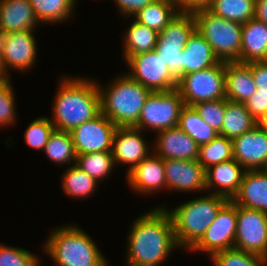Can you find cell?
Here are the masks:
<instances>
[{
    "label": "cell",
    "instance_id": "15",
    "mask_svg": "<svg viewBox=\"0 0 267 266\" xmlns=\"http://www.w3.org/2000/svg\"><path fill=\"white\" fill-rule=\"evenodd\" d=\"M233 159L246 171L264 170L267 165V131L259 124L232 139Z\"/></svg>",
    "mask_w": 267,
    "mask_h": 266
},
{
    "label": "cell",
    "instance_id": "22",
    "mask_svg": "<svg viewBox=\"0 0 267 266\" xmlns=\"http://www.w3.org/2000/svg\"><path fill=\"white\" fill-rule=\"evenodd\" d=\"M225 91L227 100L240 103H245L257 91L251 63L225 62Z\"/></svg>",
    "mask_w": 267,
    "mask_h": 266
},
{
    "label": "cell",
    "instance_id": "44",
    "mask_svg": "<svg viewBox=\"0 0 267 266\" xmlns=\"http://www.w3.org/2000/svg\"><path fill=\"white\" fill-rule=\"evenodd\" d=\"M180 12H193L197 9L207 8L213 0H176Z\"/></svg>",
    "mask_w": 267,
    "mask_h": 266
},
{
    "label": "cell",
    "instance_id": "3",
    "mask_svg": "<svg viewBox=\"0 0 267 266\" xmlns=\"http://www.w3.org/2000/svg\"><path fill=\"white\" fill-rule=\"evenodd\" d=\"M98 88L101 112L117 127L135 126L152 92L125 73L115 78L105 90L99 84Z\"/></svg>",
    "mask_w": 267,
    "mask_h": 266
},
{
    "label": "cell",
    "instance_id": "16",
    "mask_svg": "<svg viewBox=\"0 0 267 266\" xmlns=\"http://www.w3.org/2000/svg\"><path fill=\"white\" fill-rule=\"evenodd\" d=\"M163 162L168 190L206 191L205 169L197 160L163 159Z\"/></svg>",
    "mask_w": 267,
    "mask_h": 266
},
{
    "label": "cell",
    "instance_id": "28",
    "mask_svg": "<svg viewBox=\"0 0 267 266\" xmlns=\"http://www.w3.org/2000/svg\"><path fill=\"white\" fill-rule=\"evenodd\" d=\"M258 122L247 111L245 104L226 99L224 121L219 135L234 139L251 130Z\"/></svg>",
    "mask_w": 267,
    "mask_h": 266
},
{
    "label": "cell",
    "instance_id": "4",
    "mask_svg": "<svg viewBox=\"0 0 267 266\" xmlns=\"http://www.w3.org/2000/svg\"><path fill=\"white\" fill-rule=\"evenodd\" d=\"M46 240L44 251L57 266H108L91 237L75 225L58 227Z\"/></svg>",
    "mask_w": 267,
    "mask_h": 266
},
{
    "label": "cell",
    "instance_id": "47",
    "mask_svg": "<svg viewBox=\"0 0 267 266\" xmlns=\"http://www.w3.org/2000/svg\"><path fill=\"white\" fill-rule=\"evenodd\" d=\"M4 33L0 30V76H1V53Z\"/></svg>",
    "mask_w": 267,
    "mask_h": 266
},
{
    "label": "cell",
    "instance_id": "6",
    "mask_svg": "<svg viewBox=\"0 0 267 266\" xmlns=\"http://www.w3.org/2000/svg\"><path fill=\"white\" fill-rule=\"evenodd\" d=\"M192 13L196 30L210 44L215 56L223 62H240L242 24L217 16L207 8Z\"/></svg>",
    "mask_w": 267,
    "mask_h": 266
},
{
    "label": "cell",
    "instance_id": "9",
    "mask_svg": "<svg viewBox=\"0 0 267 266\" xmlns=\"http://www.w3.org/2000/svg\"><path fill=\"white\" fill-rule=\"evenodd\" d=\"M183 99L179 90L151 92L134 126L140 130L159 131L178 126Z\"/></svg>",
    "mask_w": 267,
    "mask_h": 266
},
{
    "label": "cell",
    "instance_id": "25",
    "mask_svg": "<svg viewBox=\"0 0 267 266\" xmlns=\"http://www.w3.org/2000/svg\"><path fill=\"white\" fill-rule=\"evenodd\" d=\"M219 62L210 44L195 30L182 51V76L212 67Z\"/></svg>",
    "mask_w": 267,
    "mask_h": 266
},
{
    "label": "cell",
    "instance_id": "27",
    "mask_svg": "<svg viewBox=\"0 0 267 266\" xmlns=\"http://www.w3.org/2000/svg\"><path fill=\"white\" fill-rule=\"evenodd\" d=\"M179 12L176 0H154L135 15V20L159 33Z\"/></svg>",
    "mask_w": 267,
    "mask_h": 266
},
{
    "label": "cell",
    "instance_id": "29",
    "mask_svg": "<svg viewBox=\"0 0 267 266\" xmlns=\"http://www.w3.org/2000/svg\"><path fill=\"white\" fill-rule=\"evenodd\" d=\"M178 127L188 134L198 146L209 143L219 135L199 116L193 106L188 105H184L181 109Z\"/></svg>",
    "mask_w": 267,
    "mask_h": 266
},
{
    "label": "cell",
    "instance_id": "43",
    "mask_svg": "<svg viewBox=\"0 0 267 266\" xmlns=\"http://www.w3.org/2000/svg\"><path fill=\"white\" fill-rule=\"evenodd\" d=\"M244 104L257 122L267 110V99L263 96H251Z\"/></svg>",
    "mask_w": 267,
    "mask_h": 266
},
{
    "label": "cell",
    "instance_id": "14",
    "mask_svg": "<svg viewBox=\"0 0 267 266\" xmlns=\"http://www.w3.org/2000/svg\"><path fill=\"white\" fill-rule=\"evenodd\" d=\"M34 30L4 34L1 53V77L9 78V70L27 71L35 64L37 43ZM9 69V70H8Z\"/></svg>",
    "mask_w": 267,
    "mask_h": 266
},
{
    "label": "cell",
    "instance_id": "48",
    "mask_svg": "<svg viewBox=\"0 0 267 266\" xmlns=\"http://www.w3.org/2000/svg\"><path fill=\"white\" fill-rule=\"evenodd\" d=\"M264 171L267 173V165H266V167L264 168Z\"/></svg>",
    "mask_w": 267,
    "mask_h": 266
},
{
    "label": "cell",
    "instance_id": "38",
    "mask_svg": "<svg viewBox=\"0 0 267 266\" xmlns=\"http://www.w3.org/2000/svg\"><path fill=\"white\" fill-rule=\"evenodd\" d=\"M199 116L210 125L216 132H221L226 110V98L205 101L193 105Z\"/></svg>",
    "mask_w": 267,
    "mask_h": 266
},
{
    "label": "cell",
    "instance_id": "23",
    "mask_svg": "<svg viewBox=\"0 0 267 266\" xmlns=\"http://www.w3.org/2000/svg\"><path fill=\"white\" fill-rule=\"evenodd\" d=\"M38 23L29 0H0V30L4 34L35 30Z\"/></svg>",
    "mask_w": 267,
    "mask_h": 266
},
{
    "label": "cell",
    "instance_id": "37",
    "mask_svg": "<svg viewBox=\"0 0 267 266\" xmlns=\"http://www.w3.org/2000/svg\"><path fill=\"white\" fill-rule=\"evenodd\" d=\"M54 129L55 127L49 117H39L33 120L26 128L24 133L25 141L36 150H44Z\"/></svg>",
    "mask_w": 267,
    "mask_h": 266
},
{
    "label": "cell",
    "instance_id": "12",
    "mask_svg": "<svg viewBox=\"0 0 267 266\" xmlns=\"http://www.w3.org/2000/svg\"><path fill=\"white\" fill-rule=\"evenodd\" d=\"M234 249L267 258V213L236 205Z\"/></svg>",
    "mask_w": 267,
    "mask_h": 266
},
{
    "label": "cell",
    "instance_id": "42",
    "mask_svg": "<svg viewBox=\"0 0 267 266\" xmlns=\"http://www.w3.org/2000/svg\"><path fill=\"white\" fill-rule=\"evenodd\" d=\"M119 12L126 16L134 17L140 10L149 5L154 0H114ZM129 15V16H128Z\"/></svg>",
    "mask_w": 267,
    "mask_h": 266
},
{
    "label": "cell",
    "instance_id": "5",
    "mask_svg": "<svg viewBox=\"0 0 267 266\" xmlns=\"http://www.w3.org/2000/svg\"><path fill=\"white\" fill-rule=\"evenodd\" d=\"M227 201L221 195L209 193L177 205L172 211L164 207L172 219L178 246L190 249L203 236Z\"/></svg>",
    "mask_w": 267,
    "mask_h": 266
},
{
    "label": "cell",
    "instance_id": "30",
    "mask_svg": "<svg viewBox=\"0 0 267 266\" xmlns=\"http://www.w3.org/2000/svg\"><path fill=\"white\" fill-rule=\"evenodd\" d=\"M35 17L45 23H59L70 19L76 0H29Z\"/></svg>",
    "mask_w": 267,
    "mask_h": 266
},
{
    "label": "cell",
    "instance_id": "10",
    "mask_svg": "<svg viewBox=\"0 0 267 266\" xmlns=\"http://www.w3.org/2000/svg\"><path fill=\"white\" fill-rule=\"evenodd\" d=\"M236 228V204L232 200H228L220 208L215 220L203 236L189 250L207 252L211 257L217 252L234 249Z\"/></svg>",
    "mask_w": 267,
    "mask_h": 266
},
{
    "label": "cell",
    "instance_id": "19",
    "mask_svg": "<svg viewBox=\"0 0 267 266\" xmlns=\"http://www.w3.org/2000/svg\"><path fill=\"white\" fill-rule=\"evenodd\" d=\"M127 180L133 191L138 193L148 195L158 189H166L163 159L153 152L127 173Z\"/></svg>",
    "mask_w": 267,
    "mask_h": 266
},
{
    "label": "cell",
    "instance_id": "41",
    "mask_svg": "<svg viewBox=\"0 0 267 266\" xmlns=\"http://www.w3.org/2000/svg\"><path fill=\"white\" fill-rule=\"evenodd\" d=\"M251 72L257 87L252 96H263L267 99V61L251 62Z\"/></svg>",
    "mask_w": 267,
    "mask_h": 266
},
{
    "label": "cell",
    "instance_id": "26",
    "mask_svg": "<svg viewBox=\"0 0 267 266\" xmlns=\"http://www.w3.org/2000/svg\"><path fill=\"white\" fill-rule=\"evenodd\" d=\"M125 33L122 50L125 62L134 55L153 51L156 47L159 33L135 19Z\"/></svg>",
    "mask_w": 267,
    "mask_h": 266
},
{
    "label": "cell",
    "instance_id": "8",
    "mask_svg": "<svg viewBox=\"0 0 267 266\" xmlns=\"http://www.w3.org/2000/svg\"><path fill=\"white\" fill-rule=\"evenodd\" d=\"M177 89L184 105L188 106L226 98L225 62L183 75L178 80Z\"/></svg>",
    "mask_w": 267,
    "mask_h": 266
},
{
    "label": "cell",
    "instance_id": "18",
    "mask_svg": "<svg viewBox=\"0 0 267 266\" xmlns=\"http://www.w3.org/2000/svg\"><path fill=\"white\" fill-rule=\"evenodd\" d=\"M154 153L162 159L197 160L199 146L178 126L157 133Z\"/></svg>",
    "mask_w": 267,
    "mask_h": 266
},
{
    "label": "cell",
    "instance_id": "7",
    "mask_svg": "<svg viewBox=\"0 0 267 266\" xmlns=\"http://www.w3.org/2000/svg\"><path fill=\"white\" fill-rule=\"evenodd\" d=\"M195 30L193 13L179 12L158 34L154 50L177 80L182 77V51Z\"/></svg>",
    "mask_w": 267,
    "mask_h": 266
},
{
    "label": "cell",
    "instance_id": "36",
    "mask_svg": "<svg viewBox=\"0 0 267 266\" xmlns=\"http://www.w3.org/2000/svg\"><path fill=\"white\" fill-rule=\"evenodd\" d=\"M210 258L215 266H267L266 258L237 249L220 251Z\"/></svg>",
    "mask_w": 267,
    "mask_h": 266
},
{
    "label": "cell",
    "instance_id": "13",
    "mask_svg": "<svg viewBox=\"0 0 267 266\" xmlns=\"http://www.w3.org/2000/svg\"><path fill=\"white\" fill-rule=\"evenodd\" d=\"M117 126L102 112L85 121L70 133L76 155L94 152H112L113 135Z\"/></svg>",
    "mask_w": 267,
    "mask_h": 266
},
{
    "label": "cell",
    "instance_id": "45",
    "mask_svg": "<svg viewBox=\"0 0 267 266\" xmlns=\"http://www.w3.org/2000/svg\"><path fill=\"white\" fill-rule=\"evenodd\" d=\"M254 19L267 24V0H255Z\"/></svg>",
    "mask_w": 267,
    "mask_h": 266
},
{
    "label": "cell",
    "instance_id": "20",
    "mask_svg": "<svg viewBox=\"0 0 267 266\" xmlns=\"http://www.w3.org/2000/svg\"><path fill=\"white\" fill-rule=\"evenodd\" d=\"M245 171L235 159L213 165L205 170L206 189L216 185L217 190L215 188L213 194L232 200L240 188Z\"/></svg>",
    "mask_w": 267,
    "mask_h": 266
},
{
    "label": "cell",
    "instance_id": "39",
    "mask_svg": "<svg viewBox=\"0 0 267 266\" xmlns=\"http://www.w3.org/2000/svg\"><path fill=\"white\" fill-rule=\"evenodd\" d=\"M37 255L27 249L0 243V266H40Z\"/></svg>",
    "mask_w": 267,
    "mask_h": 266
},
{
    "label": "cell",
    "instance_id": "24",
    "mask_svg": "<svg viewBox=\"0 0 267 266\" xmlns=\"http://www.w3.org/2000/svg\"><path fill=\"white\" fill-rule=\"evenodd\" d=\"M267 61V24L251 19L242 24L240 62Z\"/></svg>",
    "mask_w": 267,
    "mask_h": 266
},
{
    "label": "cell",
    "instance_id": "17",
    "mask_svg": "<svg viewBox=\"0 0 267 266\" xmlns=\"http://www.w3.org/2000/svg\"><path fill=\"white\" fill-rule=\"evenodd\" d=\"M142 132L134 126L117 127L113 135L112 154L115 166L129 164L127 173L151 154Z\"/></svg>",
    "mask_w": 267,
    "mask_h": 266
},
{
    "label": "cell",
    "instance_id": "31",
    "mask_svg": "<svg viewBox=\"0 0 267 266\" xmlns=\"http://www.w3.org/2000/svg\"><path fill=\"white\" fill-rule=\"evenodd\" d=\"M207 9L224 19L244 24L254 18L255 0H213Z\"/></svg>",
    "mask_w": 267,
    "mask_h": 266
},
{
    "label": "cell",
    "instance_id": "2",
    "mask_svg": "<svg viewBox=\"0 0 267 266\" xmlns=\"http://www.w3.org/2000/svg\"><path fill=\"white\" fill-rule=\"evenodd\" d=\"M62 79L54 95L50 120L55 129L71 132L101 112L100 92L95 80L70 76Z\"/></svg>",
    "mask_w": 267,
    "mask_h": 266
},
{
    "label": "cell",
    "instance_id": "32",
    "mask_svg": "<svg viewBox=\"0 0 267 266\" xmlns=\"http://www.w3.org/2000/svg\"><path fill=\"white\" fill-rule=\"evenodd\" d=\"M43 151L53 163L76 164L77 155L70 132L54 129Z\"/></svg>",
    "mask_w": 267,
    "mask_h": 266
},
{
    "label": "cell",
    "instance_id": "35",
    "mask_svg": "<svg viewBox=\"0 0 267 266\" xmlns=\"http://www.w3.org/2000/svg\"><path fill=\"white\" fill-rule=\"evenodd\" d=\"M75 165L99 182L108 178L115 163L112 152H94L77 155Z\"/></svg>",
    "mask_w": 267,
    "mask_h": 266
},
{
    "label": "cell",
    "instance_id": "11",
    "mask_svg": "<svg viewBox=\"0 0 267 266\" xmlns=\"http://www.w3.org/2000/svg\"><path fill=\"white\" fill-rule=\"evenodd\" d=\"M126 62L131 68L127 74L152 92L170 91L178 86V80L155 50L134 55Z\"/></svg>",
    "mask_w": 267,
    "mask_h": 266
},
{
    "label": "cell",
    "instance_id": "46",
    "mask_svg": "<svg viewBox=\"0 0 267 266\" xmlns=\"http://www.w3.org/2000/svg\"><path fill=\"white\" fill-rule=\"evenodd\" d=\"M258 124L267 131V110L258 121Z\"/></svg>",
    "mask_w": 267,
    "mask_h": 266
},
{
    "label": "cell",
    "instance_id": "1",
    "mask_svg": "<svg viewBox=\"0 0 267 266\" xmlns=\"http://www.w3.org/2000/svg\"><path fill=\"white\" fill-rule=\"evenodd\" d=\"M127 241V266H158L178 248L172 219L156 207L134 220Z\"/></svg>",
    "mask_w": 267,
    "mask_h": 266
},
{
    "label": "cell",
    "instance_id": "40",
    "mask_svg": "<svg viewBox=\"0 0 267 266\" xmlns=\"http://www.w3.org/2000/svg\"><path fill=\"white\" fill-rule=\"evenodd\" d=\"M10 78L0 79V126L6 127L16 121V106Z\"/></svg>",
    "mask_w": 267,
    "mask_h": 266
},
{
    "label": "cell",
    "instance_id": "33",
    "mask_svg": "<svg viewBox=\"0 0 267 266\" xmlns=\"http://www.w3.org/2000/svg\"><path fill=\"white\" fill-rule=\"evenodd\" d=\"M233 159L232 139L218 135L207 144L199 146L197 161L206 170Z\"/></svg>",
    "mask_w": 267,
    "mask_h": 266
},
{
    "label": "cell",
    "instance_id": "21",
    "mask_svg": "<svg viewBox=\"0 0 267 266\" xmlns=\"http://www.w3.org/2000/svg\"><path fill=\"white\" fill-rule=\"evenodd\" d=\"M232 201L244 208L267 213V173L264 170L245 171Z\"/></svg>",
    "mask_w": 267,
    "mask_h": 266
},
{
    "label": "cell",
    "instance_id": "34",
    "mask_svg": "<svg viewBox=\"0 0 267 266\" xmlns=\"http://www.w3.org/2000/svg\"><path fill=\"white\" fill-rule=\"evenodd\" d=\"M62 175L64 176L62 178L63 191L70 197H90L98 185L95 179L76 165L69 166Z\"/></svg>",
    "mask_w": 267,
    "mask_h": 266
}]
</instances>
